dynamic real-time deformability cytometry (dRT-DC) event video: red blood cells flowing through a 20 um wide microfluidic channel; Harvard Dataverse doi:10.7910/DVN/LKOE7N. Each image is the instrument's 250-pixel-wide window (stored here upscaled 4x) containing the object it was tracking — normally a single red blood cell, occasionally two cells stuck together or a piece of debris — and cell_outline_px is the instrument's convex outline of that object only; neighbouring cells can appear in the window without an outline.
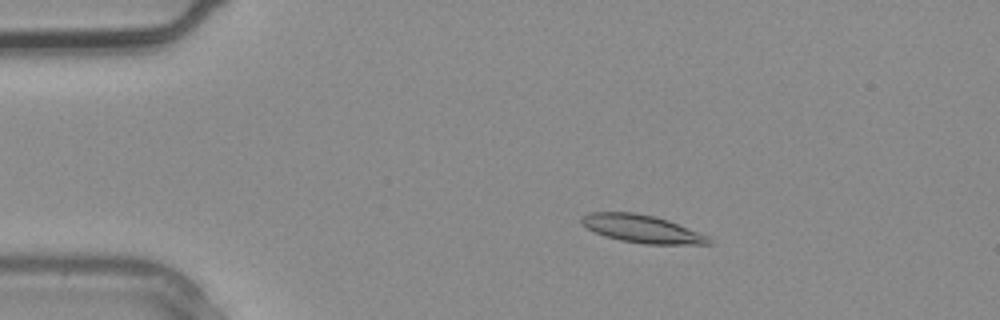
{"species": "common noctule bat (a hibernating species)", "species_latin": "Nyctalus noctula", "temperature_condition": "warm", "stored_images_in_passage": 3, "camera_frame_rate_fps": 3000, "um_per_image_px": 0.085, "animal": {"sex": "male", "body_mass_g": 20.4}, "frame": {"image": 1, "passage_image": 2, "time_ms": 0.333, "image_size_px": [1000, 320], "cell_outline_px": [[712, 244], [644, 244], [620, 240], [604, 236], [580, 224], [580, 220], [588, 212], [636, 212], [668, 220], [708, 236], [712, 240]], "centroid_in_image_um": [54.55, 19.45], "position_along_channel_um": 30.5, "area_um2": 20.52}}